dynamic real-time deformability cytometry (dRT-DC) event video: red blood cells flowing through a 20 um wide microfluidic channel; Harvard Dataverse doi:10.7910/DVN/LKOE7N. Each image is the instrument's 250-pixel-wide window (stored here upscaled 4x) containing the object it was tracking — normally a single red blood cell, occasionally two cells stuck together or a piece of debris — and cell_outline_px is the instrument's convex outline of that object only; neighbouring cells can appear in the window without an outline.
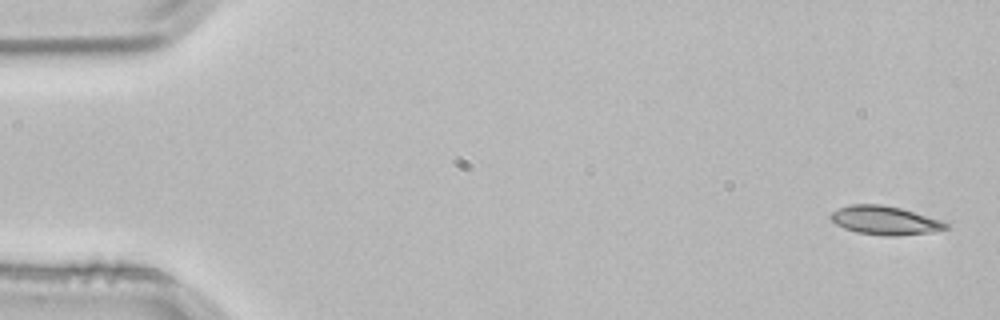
{"species": "common noctule bat (a hibernating species)", "species_latin": "Nyctalus noctula", "temperature_condition": "room temperature", "stored_images_in_passage": 5, "camera_frame_rate_fps": 3000, "um_per_image_px": 0.085, "animal": {"sex": "male", "body_mass_g": 21.5, "forearm_length_mm": 52.0}, "frame": {"image": 1, "passage_image": 1, "time_ms": 0.0, "image_size_px": [1000, 320], "cell_outline_px": [[948, 228], [932, 232], [892, 236], [884, 236], [856, 232], [844, 228], [836, 224], [828, 216], [832, 212], [840, 208], [852, 204], [880, 204], [900, 208], [940, 220], [948, 224]], "centroid_in_image_um": [75.18, 18.74], "position_along_channel_um": 9.8, "area_um2": 19.02}}